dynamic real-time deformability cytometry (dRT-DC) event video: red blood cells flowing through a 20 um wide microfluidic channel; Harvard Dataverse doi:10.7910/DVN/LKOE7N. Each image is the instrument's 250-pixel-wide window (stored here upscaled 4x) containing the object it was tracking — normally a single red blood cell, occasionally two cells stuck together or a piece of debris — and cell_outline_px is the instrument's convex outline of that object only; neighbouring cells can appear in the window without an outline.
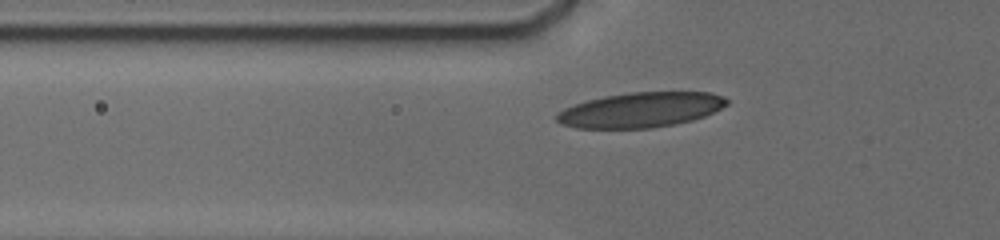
{"species": "human", "species_latin": "Homo sapiens", "temperature_condition": "cold", "stored_images_in_passage": 7, "camera_frame_rate_fps": 3000, "um_per_image_px": 0.085, "donor": {"sex": "male"}, "frame": {"image": 1, "passage_image": 5, "time_ms": 3.333, "image_size_px": [1000, 240], "cell_outline_px": [[728, 104], [704, 116], [692, 120], [676, 124], [652, 128], [576, 128], [560, 124], [556, 120], [556, 116], [564, 108], [588, 100], [604, 96], [628, 92], [708, 92], [724, 96], [728, 100]], "centroid_in_image_um": [54.46, 9.34], "position_along_channel_um": 71.3, "area_um2": 34.62}}
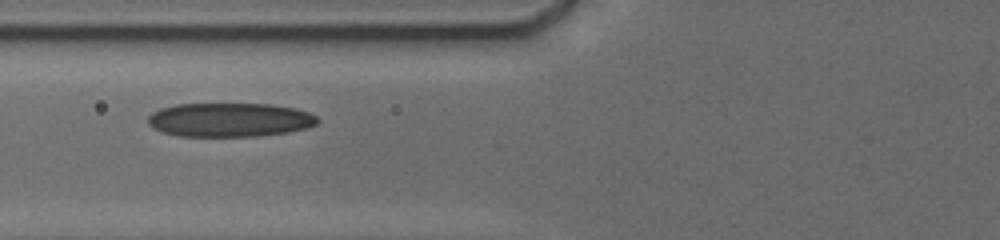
{"frame": {"image": 2, "passage_image": 6, "time_ms": 4.333, "image_size_px": [1000, 240], "cell_outline_px": [[320, 120], [316, 124], [304, 128], [288, 132], [256, 136], [176, 136], [160, 132], [152, 128], [148, 124], [148, 116], [152, 112], [160, 108], [176, 104], [272, 104], [296, 108], [308, 112], [316, 116]], "centroid_in_image_um": [19.48, 10.18], "position_along_channel_um": 106.3, "area_um2": 33.76}}